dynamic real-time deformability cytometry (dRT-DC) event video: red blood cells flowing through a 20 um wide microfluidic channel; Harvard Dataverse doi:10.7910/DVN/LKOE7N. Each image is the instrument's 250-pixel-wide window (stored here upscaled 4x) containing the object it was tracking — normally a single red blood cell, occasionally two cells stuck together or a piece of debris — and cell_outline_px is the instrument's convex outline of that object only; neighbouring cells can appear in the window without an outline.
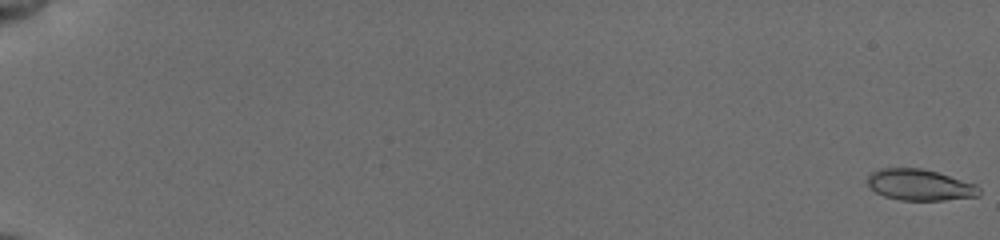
{"species": "common noctule bat (a hibernating species)", "species_latin": "Nyctalus noctula", "temperature_condition": "cold", "stored_images_in_passage": 27, "camera_frame_rate_fps": 3000, "um_per_image_px": 0.085, "animal": {"sex": "female", "body_mass_g": 19.5, "forearm_length_mm": 54.1}, "frame": {"image": 1, "passage_image": 1, "time_ms": 0.0, "image_size_px": [1000, 240], "cell_outline_px": [[980, 196], [944, 200], [900, 200], [884, 196], [868, 188], [868, 176], [872, 172], [880, 168], [920, 168], [936, 172], [976, 184], [980, 188]], "centroid_in_image_um": [78.17, 15.72], "position_along_channel_um": 6.8, "area_um2": 20.29}}
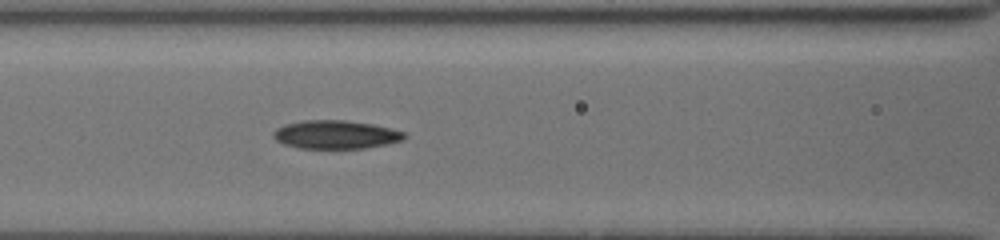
{"frame": {"image": 2, "passage_image": 20, "time_ms": 9.0, "image_size_px": [1000, 240], "cell_outline_px": [[408, 136], [404, 140], [364, 148], [300, 148], [284, 144], [276, 140], [272, 136], [272, 132], [276, 128], [284, 124], [304, 120], [344, 120], [372, 124], [404, 132]], "centroid_in_image_um": [28.5, 11.43], "position_along_channel_um": 138.1, "area_um2": 21.62}}
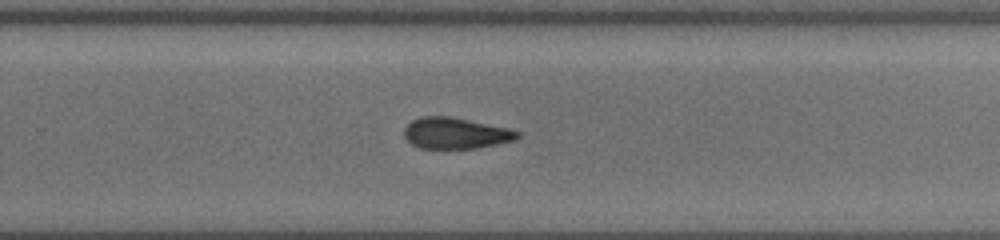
{"frame": {"image": 3, "passage_image": 27, "time_ms": 13.0, "image_size_px": [1000, 240], "cell_outline_px": [[520, 136], [516, 140], [476, 148], [420, 148], [412, 144], [404, 136], [404, 128], [412, 120], [424, 116], [452, 116], [508, 128], [520, 132]], "centroid_in_image_um": [38.74, 11.31], "position_along_channel_um": 291.1, "area_um2": 20.52}}